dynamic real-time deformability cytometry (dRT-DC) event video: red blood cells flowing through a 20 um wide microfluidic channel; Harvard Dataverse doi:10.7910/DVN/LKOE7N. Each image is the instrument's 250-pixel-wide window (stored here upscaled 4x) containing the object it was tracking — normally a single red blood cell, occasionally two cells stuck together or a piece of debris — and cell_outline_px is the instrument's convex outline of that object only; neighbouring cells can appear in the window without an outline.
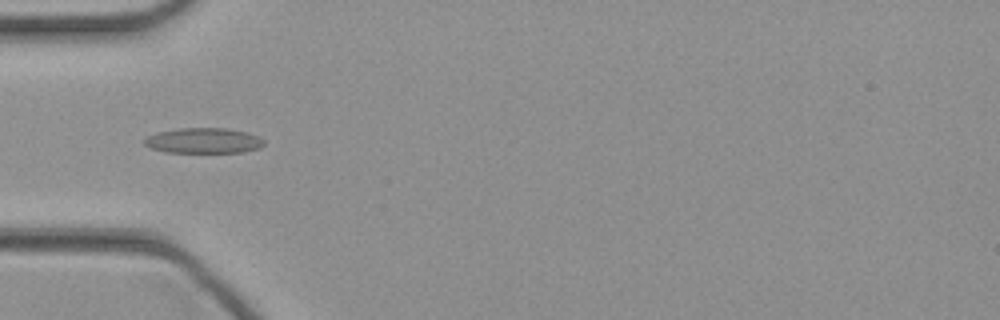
{"species": "common noctule bat (a hibernating species)", "species_latin": "Nyctalus noctula", "temperature_condition": "cold", "stored_images_in_passage": 46, "camera_frame_rate_fps": 3000, "um_per_image_px": 0.085, "animal": {"sex": "female", "body_mass_g": 21.9}, "frame": {"image": 1, "passage_image": 15, "time_ms": 4.667, "image_size_px": [1000, 320], "cell_outline_px": [[264, 144], [260, 148], [244, 152], [164, 152], [152, 148], [144, 144], [144, 136], [156, 132], [180, 128], [224, 128], [248, 132], [260, 136], [264, 140]], "centroid_in_image_um": [17.31, 11.95], "position_along_channel_um": 67.7, "area_um2": 17.86}}
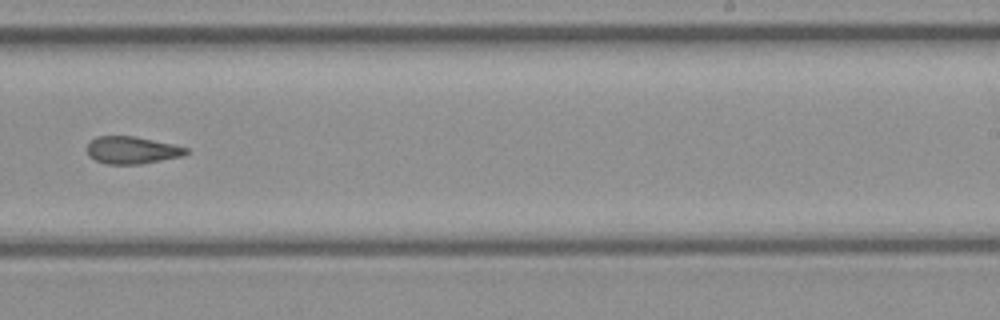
{"frame": {"image": 2, "passage_image": 29, "time_ms": 9.333, "image_size_px": [1000, 320], "cell_outline_px": [[188, 152], [184, 156], [140, 164], [104, 164], [88, 156], [88, 144], [96, 136], [132, 136], [172, 144], [188, 148]], "centroid_in_image_um": [11.21, 12.77], "position_along_channel_um": 277.8, "area_um2": 15.66}}
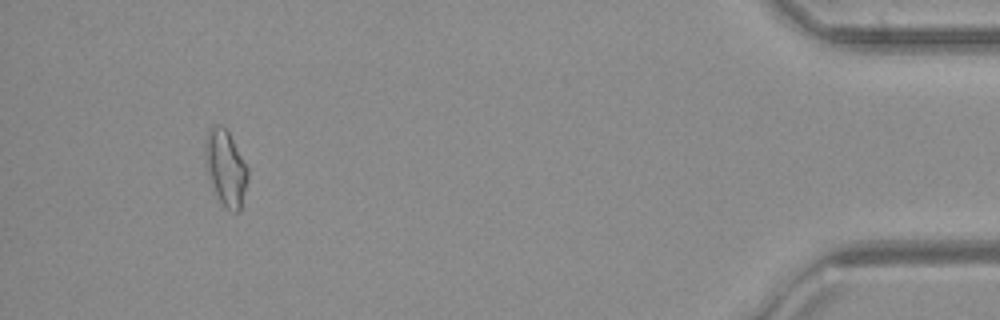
{"frame": {"image": 3, "passage_image": 43, "time_ms": 14.0, "image_size_px": [1000, 320], "cell_outline_px": [[248, 180], [240, 212], [232, 212], [220, 200], [208, 176], [204, 160], [204, 148], [208, 132], [212, 124], [220, 124], [228, 132], [248, 168]], "centroid_in_image_um": [19.18, 14.26], "position_along_channel_um": 416.0, "area_um2": 18.61}}